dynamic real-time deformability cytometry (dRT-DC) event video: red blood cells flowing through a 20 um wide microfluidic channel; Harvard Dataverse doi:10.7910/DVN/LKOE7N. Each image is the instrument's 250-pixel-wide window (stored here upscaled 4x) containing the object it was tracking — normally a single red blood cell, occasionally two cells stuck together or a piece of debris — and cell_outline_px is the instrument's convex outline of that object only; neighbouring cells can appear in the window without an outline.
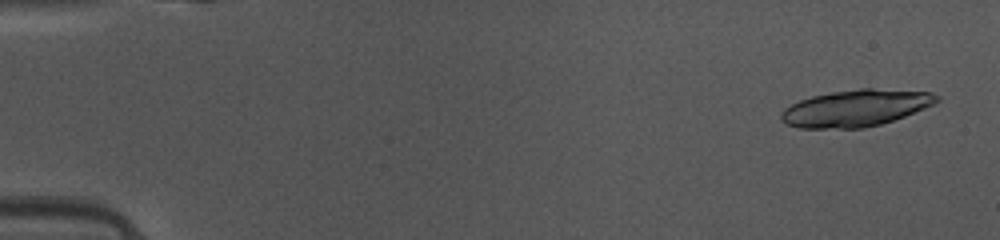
{"species": "common noctule bat (a hibernating species)", "species_latin": "Nyctalus noctula", "temperature_condition": "warm", "stored_images_in_passage": 44, "camera_frame_rate_fps": 3000, "um_per_image_px": 0.085, "animal": {"sex": "female", "body_mass_g": 10.0, "forearm_length_mm": 53.1}, "frame": {"image": 1, "passage_image": 2, "time_ms": 0.333, "image_size_px": [1000, 240], "cell_outline_px": [[940, 100], [936, 104], [904, 116], [880, 124], [864, 128], [800, 128], [788, 124], [780, 120], [780, 112], [784, 108], [800, 100], [812, 96], [832, 92], [860, 88], [872, 88], [932, 92], [940, 96]], "centroid_in_image_um": [72.76, 9.18], "position_along_channel_um": 12.2, "area_um2": 33.35}}
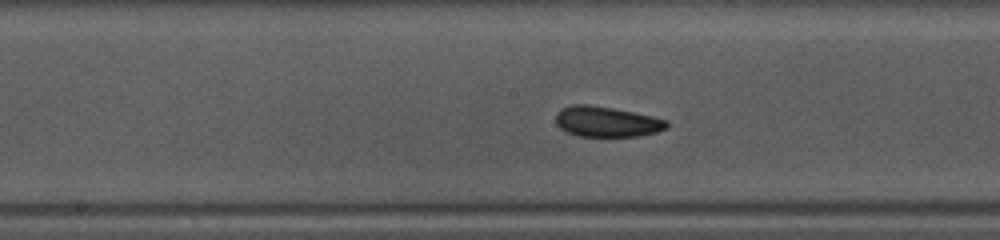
{"frame": {"image": 2, "passage_image": 20, "time_ms": 6.333, "image_size_px": [1000, 240], "cell_outline_px": [[668, 128], [656, 132], [640, 136], [576, 136], [560, 128], [556, 124], [556, 112], [560, 108], [572, 104], [588, 104], [612, 108], [652, 116], [668, 120]], "centroid_in_image_um": [51.55, 10.34], "position_along_channel_um": 196.7, "area_um2": 19.77}}
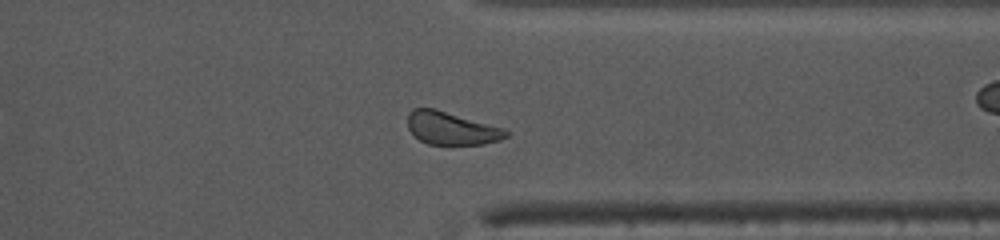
{"frame": {"image": 3, "passage_image": 33, "time_ms": 10.667, "image_size_px": [1000, 240], "cell_outline_px": [[508, 136], [500, 140], [484, 144], [428, 144], [420, 140], [408, 128], [408, 112], [412, 108], [436, 108], [504, 128], [508, 132]], "centroid_in_image_um": [38.37, 10.89], "position_along_channel_um": 373.0, "area_um2": 18.84}, "authors_computed_cell_mechanics": {"area_um2": 19.9988, "velocity_mm_per_s": 4.0922, "shape_relaxation_time_tau1_ms": 6.716, "shape_relaxation_time_tau2_ms": 1.6274, "deformation_change_tau1": 0.1682, "deformation_change_tau2": 0.052}}